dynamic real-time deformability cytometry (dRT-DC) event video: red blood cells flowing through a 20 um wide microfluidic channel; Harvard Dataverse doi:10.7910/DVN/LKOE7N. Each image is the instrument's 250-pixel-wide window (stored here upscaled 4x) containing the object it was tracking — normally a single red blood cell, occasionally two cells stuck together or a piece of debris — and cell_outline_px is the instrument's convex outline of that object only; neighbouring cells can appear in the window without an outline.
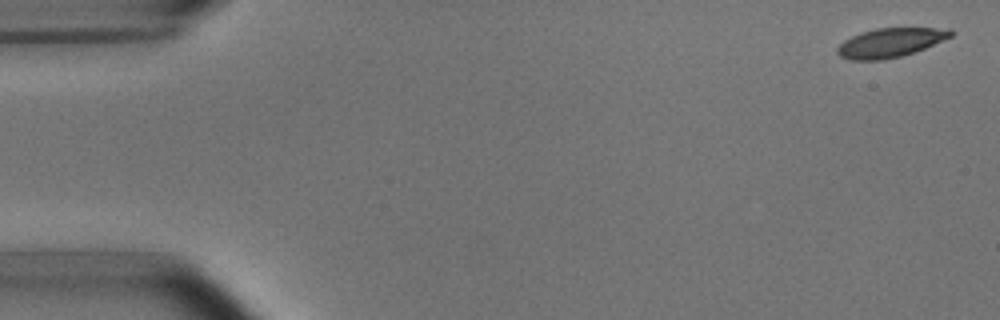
{"species": "common noctule bat (a hibernating species)", "species_latin": "Nyctalus noctula", "temperature_condition": "room temperature", "stored_images_in_passage": 5, "camera_frame_rate_fps": 3000, "um_per_image_px": 0.085, "animal": {"sex": "male", "body_mass_g": 15.6}, "frame": {"image": 1, "passage_image": 1, "time_ms": 0.0, "image_size_px": [1000, 320], "cell_outline_px": [[956, 32], [952, 36], [924, 48], [900, 56], [880, 60], [848, 60], [840, 56], [836, 52], [836, 48], [844, 40], [860, 32], [876, 28], [948, 28]], "centroid_in_image_um": [75.65, 3.62], "position_along_channel_um": 9.4, "area_um2": 19.19}}
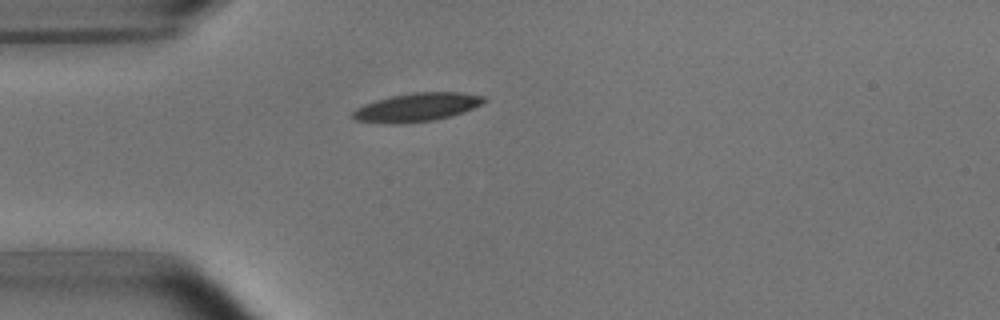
{"frame": {"image": 2, "passage_image": 5, "time_ms": 4.333, "image_size_px": [1000, 320], "cell_outline_px": [[488, 100], [472, 108], [452, 116], [432, 120], [356, 120], [352, 116], [352, 112], [356, 108], [364, 104], [376, 100], [392, 96], [412, 92], [460, 92], [484, 96]], "centroid_in_image_um": [35.54, 9.04], "position_along_channel_um": 49.5, "area_um2": 20.46}}